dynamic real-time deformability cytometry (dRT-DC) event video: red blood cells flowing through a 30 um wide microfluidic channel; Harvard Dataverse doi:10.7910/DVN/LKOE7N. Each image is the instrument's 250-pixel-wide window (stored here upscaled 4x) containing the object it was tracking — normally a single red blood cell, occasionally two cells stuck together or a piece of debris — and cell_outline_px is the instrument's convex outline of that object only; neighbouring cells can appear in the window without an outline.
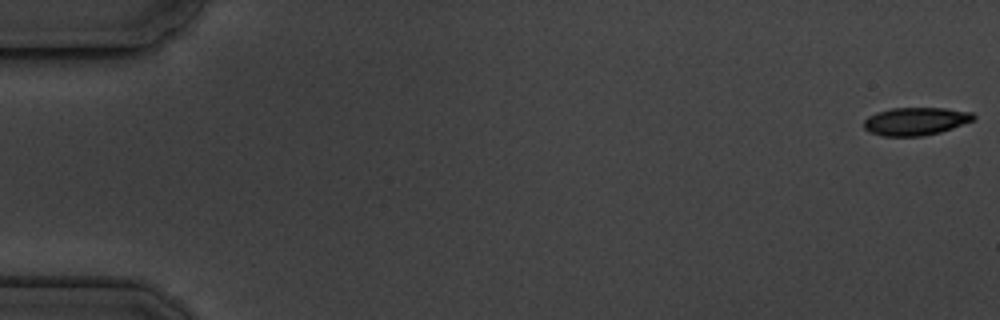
{"species": "common noctule bat (a hibernating species)", "species_latin": "Nyctalus noctula", "temperature_condition": "cold", "stored_images_in_passage": 4, "camera_frame_rate_fps": 3000, "um_per_image_px": 0.085, "animal": {"sex": "male", "body_mass_g": 19.5, "forearm_length_mm": 54.6}, "frame": {"image": 1, "passage_image": 1, "time_ms": 0.0, "image_size_px": [1000, 320], "cell_outline_px": [[976, 116], [972, 120], [952, 128], [940, 132], [924, 136], [884, 136], [868, 132], [864, 128], [864, 120], [868, 116], [876, 112], [892, 108], [944, 108], [972, 112]], "centroid_in_image_um": [77.79, 10.31], "position_along_channel_um": 7.2, "area_um2": 17.8}}